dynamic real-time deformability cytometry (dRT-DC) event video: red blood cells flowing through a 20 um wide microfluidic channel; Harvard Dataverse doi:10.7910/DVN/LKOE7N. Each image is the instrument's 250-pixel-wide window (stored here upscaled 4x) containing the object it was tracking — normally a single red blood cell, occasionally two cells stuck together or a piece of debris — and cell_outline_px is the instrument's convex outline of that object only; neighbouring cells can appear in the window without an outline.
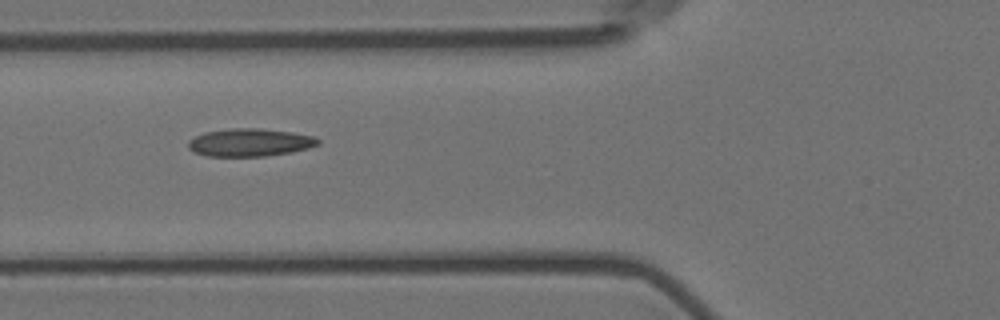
{"species": "Egyptian fruit bat (a non-hibernating species)", "species_latin": "Rousettus aegyptiacus", "temperature_condition": "room temperature", "stored_images_in_passage": 15, "camera_frame_rate_fps": 3000, "um_per_image_px": 0.085, "animal": {"sex": "female"}, "frame": {"image": 1, "passage_image": 6, "time_ms": 1.667, "image_size_px": [1000, 320], "cell_outline_px": [[320, 144], [308, 148], [292, 152], [264, 156], [208, 156], [192, 152], [188, 148], [188, 140], [204, 132], [232, 128], [260, 128], [292, 132], [316, 136], [320, 140]], "centroid_in_image_um": [21.25, 12.1], "position_along_channel_um": 104.6, "area_um2": 21.21}}
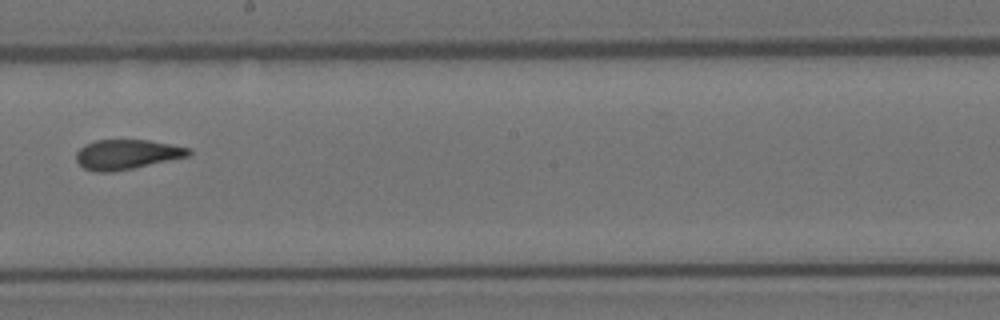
{"frame": {"image": 2, "passage_image": 9, "time_ms": 2.667, "image_size_px": [1000, 320], "cell_outline_px": [[192, 152], [188, 156], [132, 168], [112, 172], [96, 172], [84, 168], [76, 160], [76, 152], [84, 144], [96, 140], [148, 140], [192, 148]], "centroid_in_image_um": [10.76, 13.12], "position_along_channel_um": 237.4, "area_um2": 19.42}}
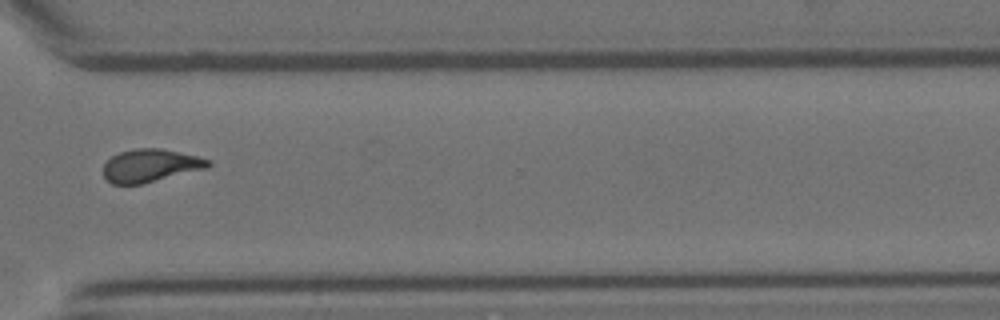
{"frame": {"image": 3, "passage_image": 12, "time_ms": 3.667, "image_size_px": [1000, 320], "cell_outline_px": [[212, 164], [208, 168], [144, 184], [112, 184], [104, 176], [104, 164], [112, 156], [120, 152], [136, 148], [160, 148], [196, 156], [212, 160]], "centroid_in_image_um": [12.82, 14.08], "position_along_channel_um": 357.8, "area_um2": 20.17}}